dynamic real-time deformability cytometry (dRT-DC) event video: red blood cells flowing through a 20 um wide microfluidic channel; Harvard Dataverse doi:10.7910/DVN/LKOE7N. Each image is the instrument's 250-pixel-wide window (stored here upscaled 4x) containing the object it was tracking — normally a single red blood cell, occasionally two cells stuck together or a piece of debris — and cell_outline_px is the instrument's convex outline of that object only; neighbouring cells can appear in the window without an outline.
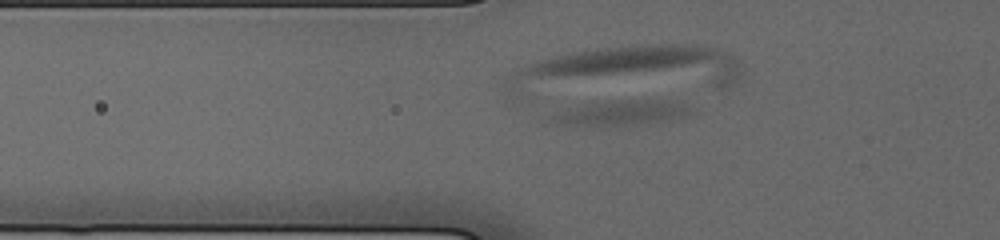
{"species": "human", "species_latin": "Homo sapiens", "temperature_condition": "cold", "stored_images_in_passage": 14, "camera_frame_rate_fps": 3000, "um_per_image_px": 0.085, "donor": {"sex": "male"}, "frame": {"image": 1, "passage_image": 7, "time_ms": 2.0, "image_size_px": [1000, 240], "cell_outline_px": [[696, 108], [692, 112], [684, 116], [668, 120], [616, 128], [596, 128], [556, 124], [548, 120], [548, 116], [584, 104], [608, 100], [668, 100]], "centroid_in_image_um": [52.75, 9.65], "position_along_channel_um": 73.0, "area_um2": 21.27}}